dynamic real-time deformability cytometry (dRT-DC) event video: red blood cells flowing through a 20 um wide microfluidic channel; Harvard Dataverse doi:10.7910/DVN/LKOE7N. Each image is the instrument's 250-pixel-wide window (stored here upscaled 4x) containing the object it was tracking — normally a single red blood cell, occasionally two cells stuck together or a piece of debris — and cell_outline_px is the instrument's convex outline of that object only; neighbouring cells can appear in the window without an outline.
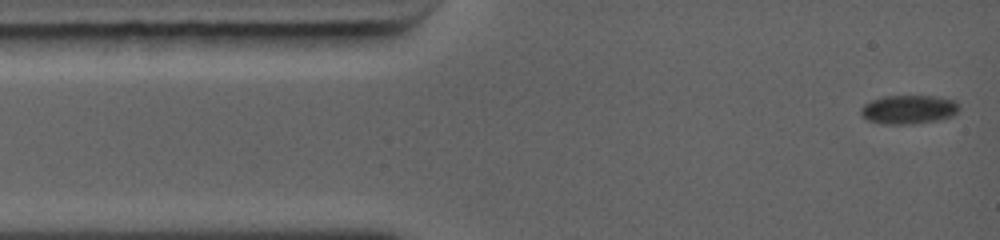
{"species": "common noctule bat (a hibernating species)", "species_latin": "Nyctalus noctula", "temperature_condition": "warm", "stored_images_in_passage": 43, "camera_frame_rate_fps": 5000, "um_per_image_px": 0.085, "animal": {"sex": "female", "body_mass_g": 19.0, "forearm_length_mm": 56.7}, "frame": {"image": 1, "passage_image": 1, "time_ms": 0.0, "image_size_px": [1000, 240], "cell_outline_px": [[960, 108], [952, 116], [936, 120], [912, 124], [888, 124], [868, 120], [860, 112], [860, 108], [864, 104], [872, 100], [884, 96], [936, 96], [956, 100]], "centroid_in_image_um": [77.25, 9.29], "position_along_channel_um": 7.7, "area_um2": 16.42}}
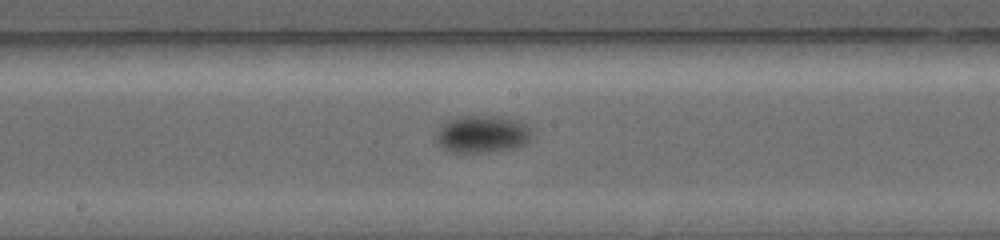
{"frame": {"image": 2, "passage_image": 13, "time_ms": 6.4, "image_size_px": [1000, 240], "cell_outline_px": [[528, 140], [520, 144], [508, 148], [480, 152], [452, 152], [444, 148], [440, 144], [440, 128], [448, 120], [464, 116], [508, 116], [516, 120], [524, 128], [528, 136]], "centroid_in_image_um": [40.93, 11.37], "position_along_channel_um": 207.3, "area_um2": 19.36}}
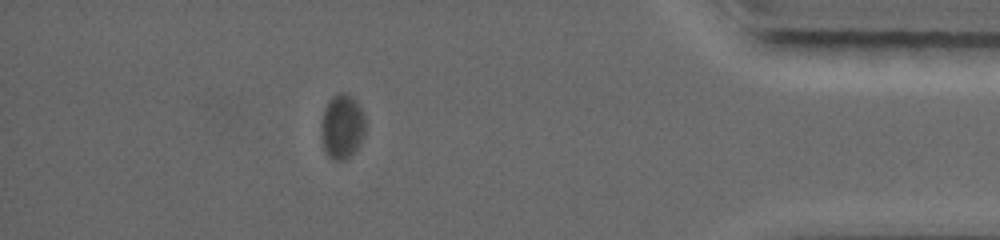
{"frame": {"image": 3, "passage_image": 31, "time_ms": 12.2, "image_size_px": [1000, 240], "cell_outline_px": [[364, 136], [360, 144], [344, 160], [332, 160], [328, 156], [324, 148], [320, 136], [320, 124], [324, 108], [328, 100], [336, 92], [348, 92], [356, 100], [364, 116]], "centroid_in_image_um": [29.04, 10.71], "position_along_channel_um": 406.2, "area_um2": 16.88}, "authors_computed_cell_mechanics": {"area_um2": 17.1088, "velocity_mm_per_s": 4.2028, "shape_relaxation_time_tau1_ms": 0.9914, "shape_relaxation_time_tau2_ms": null, "deformation_change_tau1": 0.0822, "deformation_change_tau2": null}}